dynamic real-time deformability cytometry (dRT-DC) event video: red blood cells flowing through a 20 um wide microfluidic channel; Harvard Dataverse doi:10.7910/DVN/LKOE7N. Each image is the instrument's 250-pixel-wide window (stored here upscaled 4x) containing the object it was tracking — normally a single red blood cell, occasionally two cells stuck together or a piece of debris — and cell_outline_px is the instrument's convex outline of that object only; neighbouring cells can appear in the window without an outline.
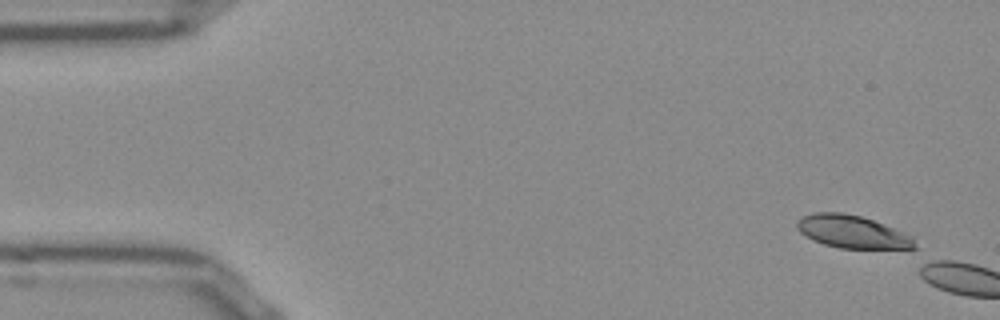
{"species": "Egyptian fruit bat (a non-hibernating species)", "species_latin": "Rousettus aegyptiacus", "temperature_condition": "room temperature", "stored_images_in_passage": 8, "camera_frame_rate_fps": 3000, "um_per_image_px": 0.085, "frame": {"image": 1, "passage_image": 1, "time_ms": 0.0, "image_size_px": [1000, 320], "cell_outline_px": [[920, 252], [916, 252], [840, 248], [824, 244], [812, 240], [800, 232], [796, 228], [796, 220], [812, 212], [840, 212], [860, 216], [872, 220], [912, 236], [920, 248]], "centroid_in_image_um": [72.59, 19.78], "position_along_channel_um": 12.4, "area_um2": 23.52}}